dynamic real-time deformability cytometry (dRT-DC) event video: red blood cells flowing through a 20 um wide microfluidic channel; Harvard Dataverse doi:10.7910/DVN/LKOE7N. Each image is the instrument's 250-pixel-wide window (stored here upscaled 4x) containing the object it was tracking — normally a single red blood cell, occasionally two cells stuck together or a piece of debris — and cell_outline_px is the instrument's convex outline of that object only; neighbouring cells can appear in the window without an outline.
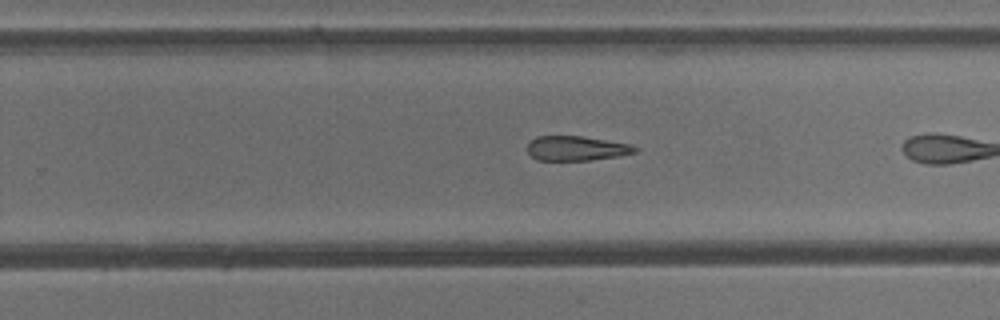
{"species": "common noctule bat (a hibernating species)", "species_latin": "Nyctalus noctula", "temperature_condition": "cold", "stored_images_in_passage": 14, "camera_frame_rate_fps": 3000, "um_per_image_px": 0.085, "animal": {"sex": "male", "body_mass_g": 13.3}, "frame": {"image": 1, "passage_image": 12, "time_ms": 3.667, "image_size_px": [1000, 320], "cell_outline_px": [[640, 148], [636, 152], [620, 156], [588, 160], [536, 160], [528, 152], [528, 144], [536, 136], [580, 136], [632, 144]], "centroid_in_image_um": [49.03, 12.61], "position_along_channel_um": 280.8, "area_um2": 15.43}}